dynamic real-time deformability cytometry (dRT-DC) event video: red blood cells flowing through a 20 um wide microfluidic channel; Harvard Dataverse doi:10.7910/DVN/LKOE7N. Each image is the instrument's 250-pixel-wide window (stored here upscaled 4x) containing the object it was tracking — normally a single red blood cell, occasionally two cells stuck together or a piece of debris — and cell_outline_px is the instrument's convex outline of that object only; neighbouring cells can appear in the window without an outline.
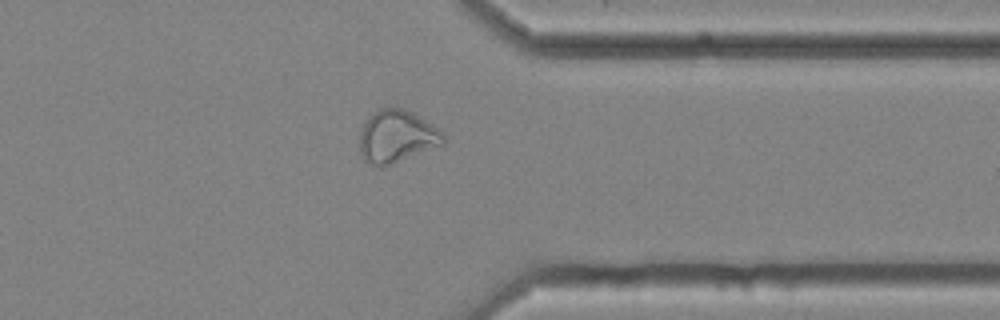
{"species": "common noctule bat (a hibernating species)", "species_latin": "Nyctalus noctula", "temperature_condition": "cold", "stored_images_in_passage": 43, "camera_frame_rate_fps": 3000, "um_per_image_px": 0.085, "animal": {"sex": "female", "body_mass_g": 25.1}, "frame": {"image": 1, "passage_image": 32, "time_ms": 10.333, "image_size_px": [1000, 320], "cell_outline_px": [[448, 140], [444, 144], [392, 164], [380, 168], [364, 160], [360, 152], [360, 132], [368, 116], [380, 108], [396, 104], [412, 112], [440, 128], [444, 132]], "centroid_in_image_um": [33.76, 11.57], "position_along_channel_um": 377.6, "area_um2": 26.24}}
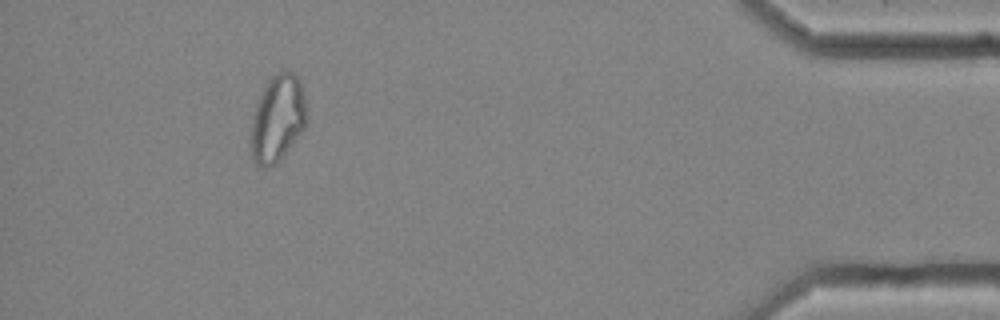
{"frame": {"image": 2, "passage_image": 39, "time_ms": 12.667, "image_size_px": [1000, 320], "cell_outline_px": [[308, 124], [276, 164], [264, 168], [256, 168], [252, 160], [248, 140], [252, 116], [256, 104], [268, 80], [276, 72], [284, 68], [292, 72], [300, 80], [304, 96], [308, 116]], "centroid_in_image_um": [23.57, 10.1], "position_along_channel_um": 411.6, "area_um2": 29.13}, "authors_computed_cell_mechanics": {"area_um2": 24.9118, "velocity_mm_per_s": 3.6337, "shape_relaxation_time_tau1_ms": null, "shape_relaxation_time_tau2_ms": 2.8891, "deformation_change_tau1": null, "deformation_change_tau2": 0.1035}}